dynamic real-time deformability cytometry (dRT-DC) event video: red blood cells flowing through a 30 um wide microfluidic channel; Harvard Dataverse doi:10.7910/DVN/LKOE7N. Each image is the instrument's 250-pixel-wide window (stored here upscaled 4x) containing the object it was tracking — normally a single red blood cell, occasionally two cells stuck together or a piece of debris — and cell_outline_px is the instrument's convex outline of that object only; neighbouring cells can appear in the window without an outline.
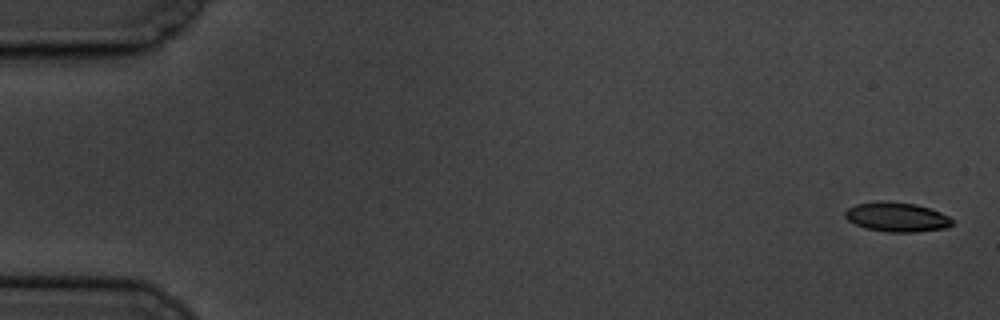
{"species": "common noctule bat (a hibernating species)", "species_latin": "Nyctalus noctula", "temperature_condition": "cold", "stored_images_in_passage": 8, "camera_frame_rate_fps": 3000, "um_per_image_px": 0.085, "animal": {"sex": "male", "body_mass_g": 19.5, "forearm_length_mm": 54.6}, "frame": {"image": 1, "passage_image": 1, "time_ms": 0.0, "image_size_px": [1000, 320], "cell_outline_px": [[956, 220], [948, 228], [916, 232], [888, 232], [864, 228], [848, 220], [844, 216], [844, 212], [848, 208], [856, 204], [880, 200], [884, 200], [916, 204], [940, 212]], "centroid_in_image_um": [76.24, 18.44], "position_along_channel_um": 8.8, "area_um2": 18.61}}
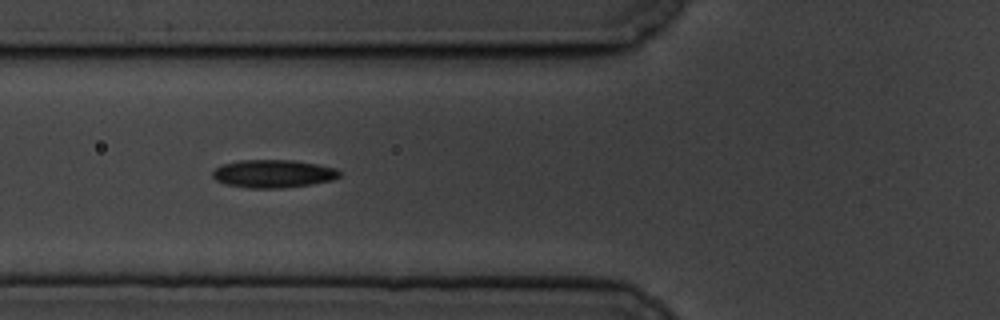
{"frame": {"image": 2, "passage_image": 7, "time_ms": 7.0, "image_size_px": [1000, 320], "cell_outline_px": [[340, 176], [332, 180], [312, 184], [280, 188], [248, 188], [224, 184], [216, 180], [212, 176], [212, 172], [216, 168], [224, 164], [240, 160], [292, 160], [316, 164], [336, 168], [340, 172]], "centroid_in_image_um": [23.21, 14.77], "position_along_channel_um": 102.6, "area_um2": 20.63}}
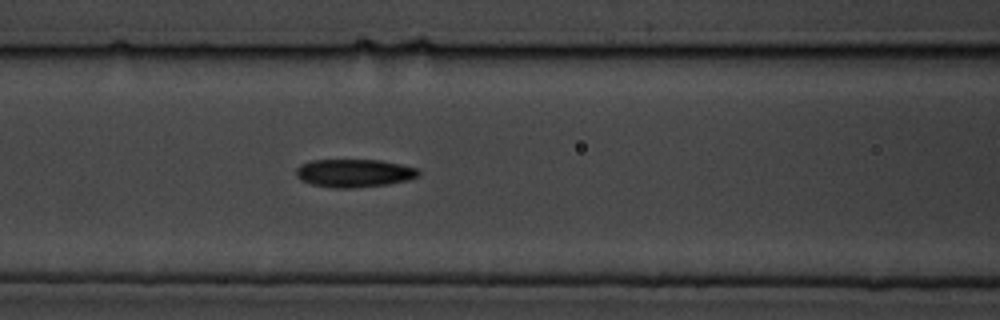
{"frame": {"image": 3, "passage_image": 8, "time_ms": 8.0, "image_size_px": [1000, 320], "cell_outline_px": [[420, 176], [408, 180], [388, 184], [352, 188], [336, 188], [312, 184], [300, 180], [296, 176], [296, 168], [300, 164], [312, 160], [380, 160], [400, 164], [416, 168], [420, 172]], "centroid_in_image_um": [30.1, 14.71], "position_along_channel_um": 136.5, "area_um2": 20.06}}